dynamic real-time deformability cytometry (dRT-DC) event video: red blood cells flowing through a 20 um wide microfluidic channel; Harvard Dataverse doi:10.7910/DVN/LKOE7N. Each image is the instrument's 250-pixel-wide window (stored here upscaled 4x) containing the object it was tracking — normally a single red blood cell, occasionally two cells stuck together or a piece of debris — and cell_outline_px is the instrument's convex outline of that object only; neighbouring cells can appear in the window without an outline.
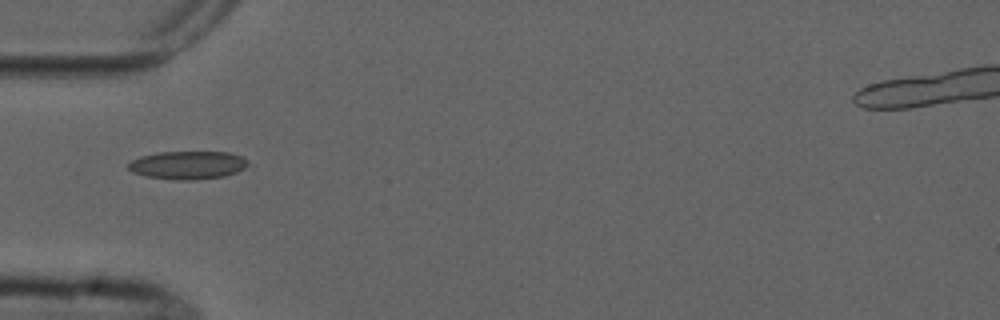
{"species": "common noctule bat (a hibernating species)", "species_latin": "Nyctalus noctula", "temperature_condition": "cold", "stored_images_in_passage": 9, "camera_frame_rate_fps": 3000, "um_per_image_px": 0.085, "animal": {"sex": "male", "forearm_length_mm": 52.5}, "frame": {"image": 1, "passage_image": 4, "time_ms": 4.333, "image_size_px": [1000, 320], "cell_outline_px": [[248, 164], [244, 168], [236, 172], [224, 176], [196, 180], [180, 180], [144, 176], [132, 172], [128, 168], [128, 164], [132, 160], [140, 156], [160, 152], [228, 152], [240, 156]], "centroid_in_image_um": [15.92, 14.04], "position_along_channel_um": 69.1, "area_um2": 19.48}}
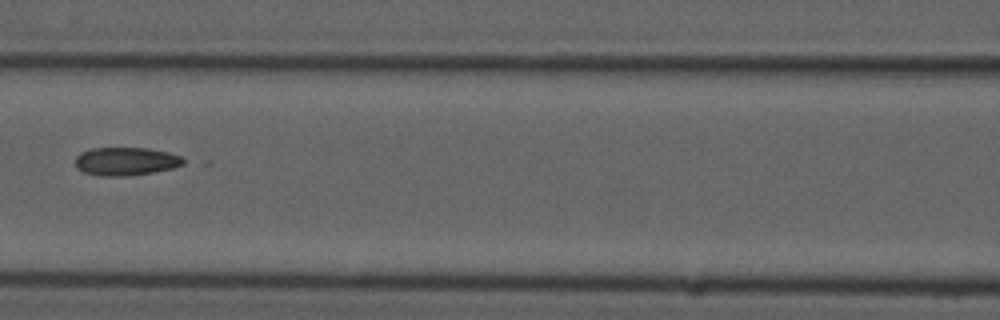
{"frame": {"image": 2, "passage_image": 6, "time_ms": 6.667, "image_size_px": [1000, 320], "cell_outline_px": [[184, 164], [172, 168], [152, 172], [124, 176], [100, 176], [84, 172], [76, 168], [76, 156], [80, 152], [88, 148], [148, 148], [168, 152], [180, 156], [184, 160]], "centroid_in_image_um": [10.66, 13.7], "position_along_channel_um": 155.9, "area_um2": 17.74}}
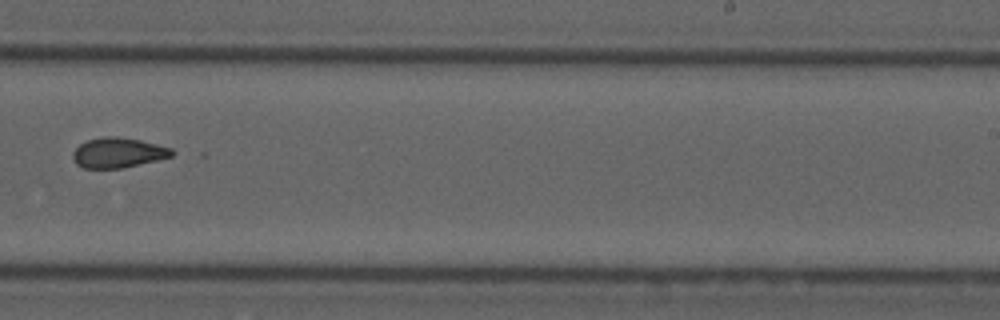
{"frame": {"image": 3, "passage_image": 9, "time_ms": 10.0, "image_size_px": [1000, 320], "cell_outline_px": [[176, 152], [172, 156], [124, 168], [84, 168], [76, 164], [72, 160], [72, 152], [80, 144], [88, 140], [104, 136], [116, 136], [140, 140], [172, 148]], "centroid_in_image_um": [10.03, 12.98], "position_along_channel_um": 279.0, "area_um2": 17.4}}